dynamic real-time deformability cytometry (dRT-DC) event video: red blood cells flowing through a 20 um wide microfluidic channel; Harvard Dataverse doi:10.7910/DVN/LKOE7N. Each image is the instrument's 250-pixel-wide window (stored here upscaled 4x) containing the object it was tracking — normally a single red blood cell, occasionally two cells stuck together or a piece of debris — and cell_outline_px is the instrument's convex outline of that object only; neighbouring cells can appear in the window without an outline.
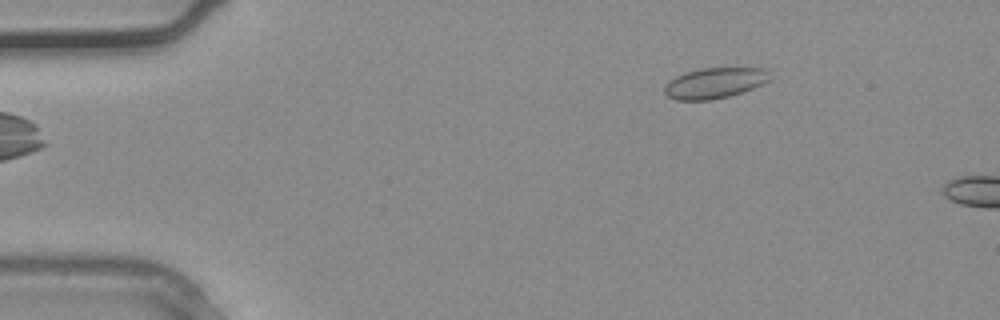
{"species": "common noctule bat (a hibernating species)", "species_latin": "Nyctalus noctula", "temperature_condition": "warm", "stored_images_in_passage": 3, "camera_frame_rate_fps": 3000, "um_per_image_px": 0.085, "animal": {"sex": "male", "body_mass_g": 20.4}, "frame": {"image": 1, "passage_image": 3, "time_ms": 0.667, "image_size_px": [1000, 320], "cell_outline_px": [[772, 80], [764, 84], [728, 96], [712, 100], [676, 100], [668, 96], [664, 92], [664, 84], [668, 80], [684, 72], [700, 68], [768, 68]], "centroid_in_image_um": [60.75, 7.04], "position_along_channel_um": 24.2, "area_um2": 19.07}}